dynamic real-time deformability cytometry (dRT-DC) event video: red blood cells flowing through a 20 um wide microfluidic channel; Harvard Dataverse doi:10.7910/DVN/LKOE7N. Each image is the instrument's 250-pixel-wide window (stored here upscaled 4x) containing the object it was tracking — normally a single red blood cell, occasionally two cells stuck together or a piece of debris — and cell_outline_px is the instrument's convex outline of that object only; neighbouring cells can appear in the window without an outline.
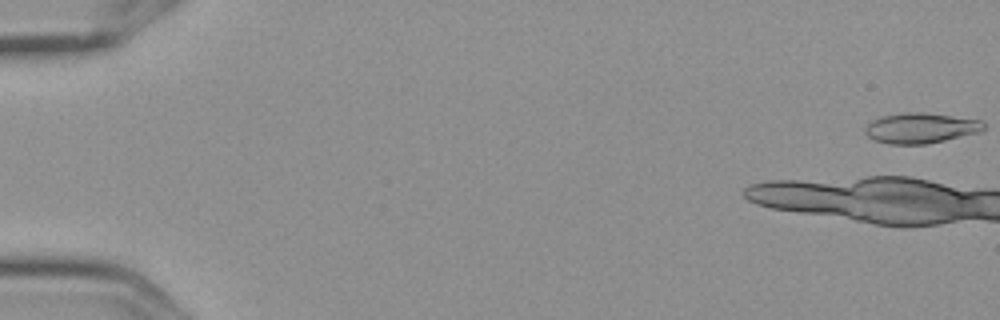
{"species": "Egyptian fruit bat (a non-hibernating species)", "species_latin": "Rousettus aegyptiacus", "temperature_condition": "cold", "stored_images_in_passage": 5, "camera_frame_rate_fps": 3000, "um_per_image_px": 0.085, "frame": {"image": 1, "passage_image": 1, "time_ms": 0.0, "image_size_px": [1000, 320], "cell_outline_px": [[984, 128], [980, 132], [944, 140], [924, 144], [888, 144], [876, 140], [868, 136], [864, 132], [864, 128], [872, 120], [880, 116], [904, 112], [924, 112], [984, 120]], "centroid_in_image_um": [78.25, 10.87], "position_along_channel_um": 6.7, "area_um2": 21.04}}